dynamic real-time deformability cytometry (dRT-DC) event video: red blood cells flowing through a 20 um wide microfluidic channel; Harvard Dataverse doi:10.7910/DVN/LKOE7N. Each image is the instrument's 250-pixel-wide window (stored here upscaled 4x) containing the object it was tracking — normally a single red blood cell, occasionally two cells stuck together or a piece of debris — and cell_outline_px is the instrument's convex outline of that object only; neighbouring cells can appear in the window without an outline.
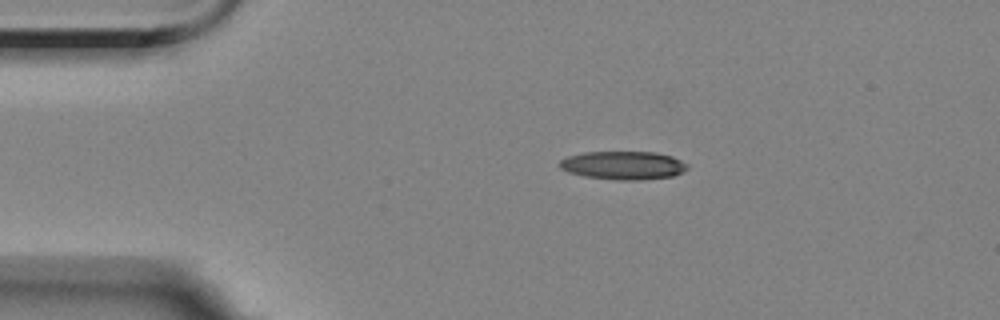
{"species": "Egyptian fruit bat (a non-hibernating species)", "species_latin": "Rousettus aegyptiacus", "temperature_condition": "room temperature", "stored_images_in_passage": 3, "camera_frame_rate_fps": 3000, "um_per_image_px": 0.085, "animal": {"sex": "female"}, "frame": {"image": 1, "passage_image": 1, "time_ms": 0.0, "image_size_px": [1000, 320], "cell_outline_px": [[688, 168], [672, 176], [644, 180], [616, 180], [584, 176], [568, 172], [560, 168], [560, 160], [568, 156], [584, 152], [656, 152], [672, 156], [688, 164]], "centroid_in_image_um": [52.97, 14.05], "position_along_channel_um": 32.0, "area_um2": 21.1}}
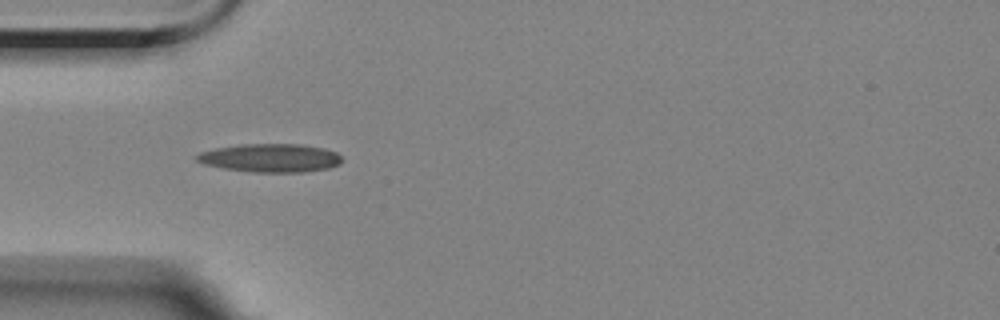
{"frame": {"image": 2, "passage_image": 2, "time_ms": 2.0, "image_size_px": [1000, 320], "cell_outline_px": [[340, 164], [328, 168], [300, 172], [252, 172], [224, 168], [204, 164], [196, 160], [192, 156], [200, 152], [216, 148], [240, 144], [300, 144], [324, 148], [336, 152], [340, 156]], "centroid_in_image_um": [22.94, 13.42], "position_along_channel_um": 62.1, "area_um2": 23.99}}
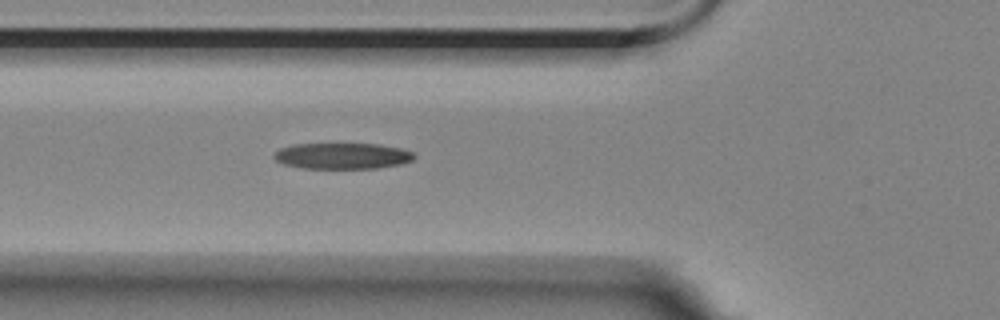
{"frame": {"image": 3, "passage_image": 3, "time_ms": 3.0, "image_size_px": [1000, 320], "cell_outline_px": [[416, 156], [412, 160], [400, 164], [380, 168], [304, 168], [284, 164], [276, 160], [272, 156], [280, 148], [292, 144], [380, 144], [400, 148], [412, 152]], "centroid_in_image_um": [29.1, 13.25], "position_along_channel_um": 96.7, "area_um2": 21.21}}